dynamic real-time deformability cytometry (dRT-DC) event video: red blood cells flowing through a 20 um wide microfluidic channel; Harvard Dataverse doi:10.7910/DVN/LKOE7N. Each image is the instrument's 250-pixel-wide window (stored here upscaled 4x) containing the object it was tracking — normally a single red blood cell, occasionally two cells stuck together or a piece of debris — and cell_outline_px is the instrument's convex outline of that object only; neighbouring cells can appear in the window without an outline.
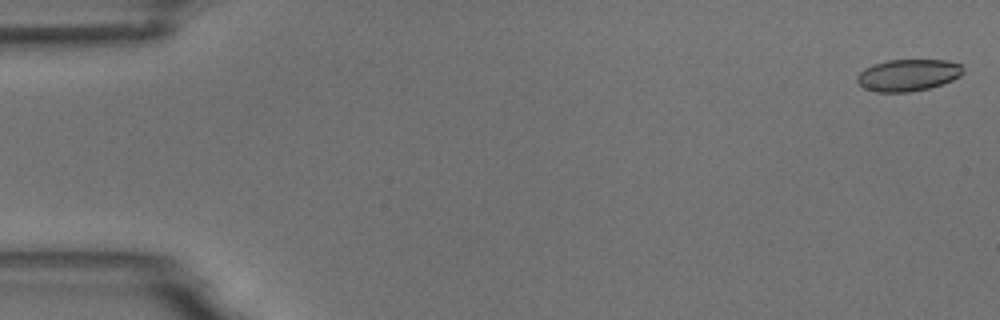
{"species": "common noctule bat (a hibernating species)", "species_latin": "Nyctalus noctula", "temperature_condition": "room temperature", "stored_images_in_passage": 6, "camera_frame_rate_fps": 3000, "um_per_image_px": 0.085, "animal": {"sex": "male", "body_mass_g": 18.8}, "frame": {"image": 1, "passage_image": 1, "time_ms": 0.0, "image_size_px": [1000, 320], "cell_outline_px": [[964, 72], [960, 76], [952, 80], [928, 88], [908, 92], [876, 92], [864, 88], [856, 80], [856, 76], [864, 68], [872, 64], [888, 60], [948, 60], [960, 64], [964, 68]], "centroid_in_image_um": [77.17, 6.37], "position_along_channel_um": 7.8, "area_um2": 19.71}}
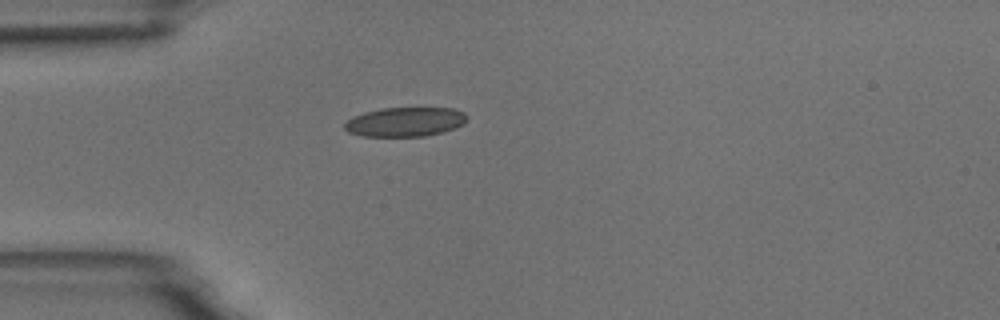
{"frame": {"image": 2, "passage_image": 5, "time_ms": 4.667, "image_size_px": [1000, 320], "cell_outline_px": [[468, 120], [464, 124], [456, 128], [444, 132], [424, 136], [360, 136], [348, 132], [344, 128], [344, 124], [352, 116], [364, 112], [380, 108], [452, 108], [464, 112], [468, 116]], "centroid_in_image_um": [34.46, 10.36], "position_along_channel_um": 50.5, "area_um2": 21.15}}